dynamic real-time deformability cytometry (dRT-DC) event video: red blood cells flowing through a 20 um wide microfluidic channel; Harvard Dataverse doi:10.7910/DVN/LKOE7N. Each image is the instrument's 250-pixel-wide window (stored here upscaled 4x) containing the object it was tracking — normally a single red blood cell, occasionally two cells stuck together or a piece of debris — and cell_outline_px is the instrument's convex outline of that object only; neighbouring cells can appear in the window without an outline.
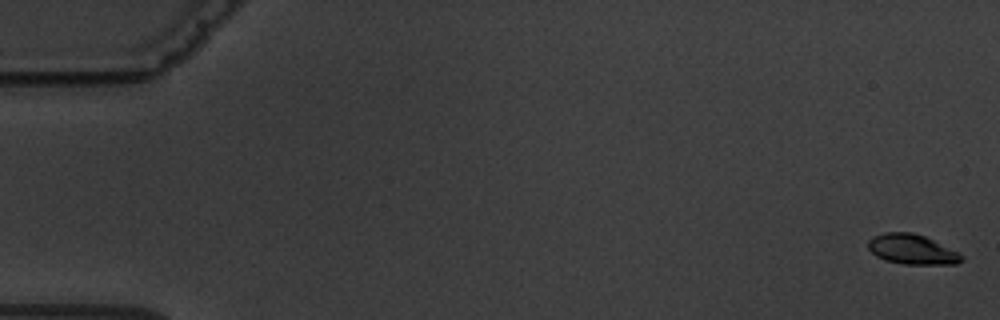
{"species": "common noctule bat (a hibernating species)", "species_latin": "Nyctalus noctula", "temperature_condition": "warm", "stored_images_in_passage": 5, "camera_frame_rate_fps": 3000, "um_per_image_px": 0.085, "animal": {"sex": "male", "body_mass_g": 19.5, "forearm_length_mm": 54.6}, "frame": {"image": 1, "passage_image": 1, "time_ms": 0.0, "image_size_px": [1000, 320], "cell_outline_px": [[964, 260], [956, 264], [904, 264], [884, 260], [876, 256], [868, 248], [868, 240], [872, 236], [884, 232], [912, 232], [924, 236], [960, 252], [964, 256]], "centroid_in_image_um": [77.53, 21.19], "position_along_channel_um": 7.5, "area_um2": 16.47}}
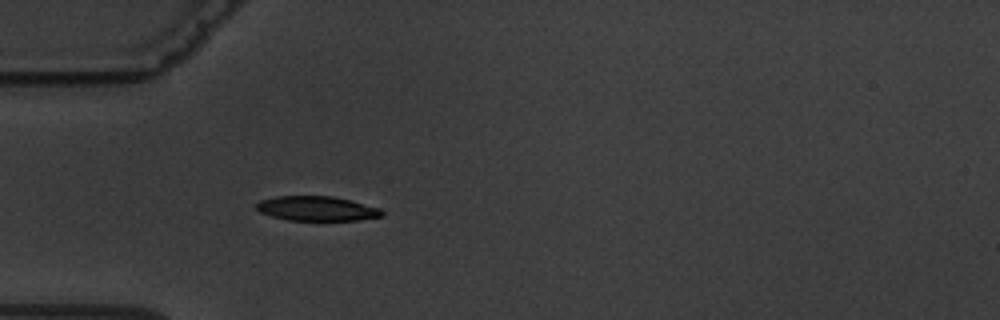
{"frame": {"image": 2, "passage_image": 5, "time_ms": 5.667, "image_size_px": [1000, 320], "cell_outline_px": [[384, 216], [356, 220], [288, 220], [272, 216], [260, 212], [256, 208], [256, 204], [260, 200], [276, 196], [332, 196], [380, 208], [384, 212]], "centroid_in_image_um": [26.92, 17.72], "position_along_channel_um": 58.1, "area_um2": 17.86}}